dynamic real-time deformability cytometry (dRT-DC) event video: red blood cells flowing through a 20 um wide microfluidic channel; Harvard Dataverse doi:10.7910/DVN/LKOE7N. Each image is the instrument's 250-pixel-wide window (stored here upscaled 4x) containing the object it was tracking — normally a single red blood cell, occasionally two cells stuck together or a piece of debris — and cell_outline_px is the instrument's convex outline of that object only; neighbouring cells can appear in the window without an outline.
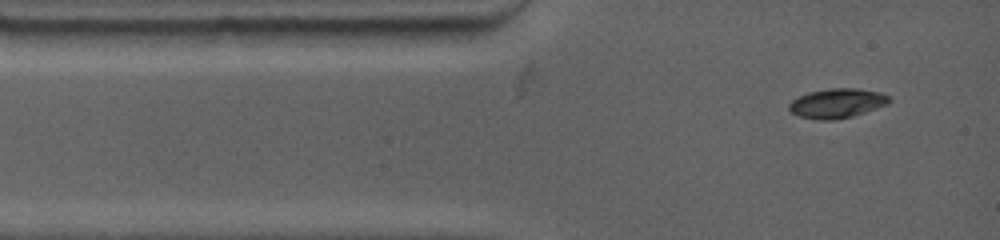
{"species": "common noctule bat (a hibernating species)", "species_latin": "Nyctalus noctula", "temperature_condition": "warm", "stored_images_in_passage": 39, "camera_frame_rate_fps": 4500, "um_per_image_px": 0.085, "animal": {"sex": "female", "body_mass_g": 19.0, "forearm_length_mm": 53.3}, "frame": {"image": 1, "passage_image": 1, "time_ms": 0.0, "image_size_px": [1000, 240], "cell_outline_px": [[892, 100], [888, 104], [852, 116], [836, 120], [820, 120], [800, 116], [792, 112], [788, 108], [788, 104], [796, 96], [808, 92], [828, 88], [856, 88], [880, 92], [892, 96]], "centroid_in_image_um": [71.16, 8.76], "position_along_channel_um": 13.8, "area_um2": 17.4}}
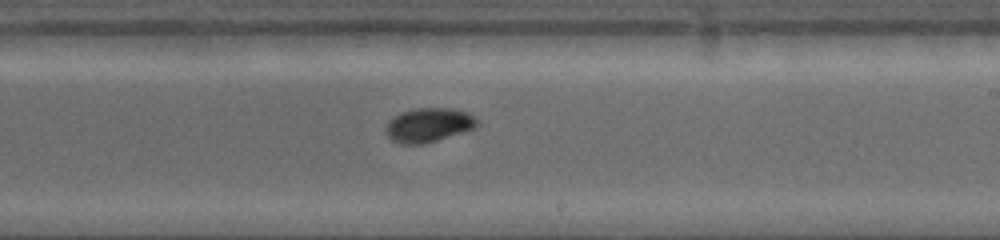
{"frame": {"image": 2, "passage_image": 17, "time_ms": 6.889, "image_size_px": [1000, 240], "cell_outline_px": [[480, 124], [476, 128], [424, 144], [400, 144], [392, 140], [384, 132], [384, 124], [392, 116], [400, 112], [416, 108], [448, 108], [468, 112], [476, 116], [480, 120]], "centroid_in_image_um": [36.42, 10.62], "position_along_channel_um": 252.6, "area_um2": 18.67}}
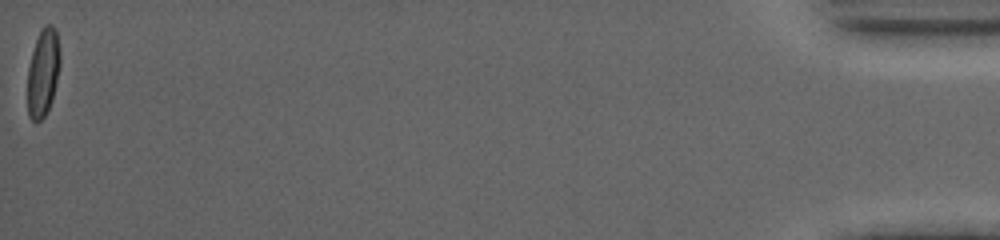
{"frame": {"image": 3, "passage_image": 39, "time_ms": 16.0, "image_size_px": [1000, 240], "cell_outline_px": [[60, 64], [52, 100], [44, 116], [36, 124], [28, 116], [28, 68], [32, 52], [36, 40], [44, 24], [52, 24], [56, 28], [60, 52]], "centroid_in_image_um": [3.66, 6.15], "position_along_channel_um": 431.5, "area_um2": 16.65}, "authors_computed_cell_mechanics": {"area_um2": 17.34, "velocity_mm_per_s": 3.8552, "shape_relaxation_time_tau1_ms": 4.0256, "shape_relaxation_time_tau2_ms": null, "deformation_change_tau1": 0.14, "deformation_change_tau2": null}}